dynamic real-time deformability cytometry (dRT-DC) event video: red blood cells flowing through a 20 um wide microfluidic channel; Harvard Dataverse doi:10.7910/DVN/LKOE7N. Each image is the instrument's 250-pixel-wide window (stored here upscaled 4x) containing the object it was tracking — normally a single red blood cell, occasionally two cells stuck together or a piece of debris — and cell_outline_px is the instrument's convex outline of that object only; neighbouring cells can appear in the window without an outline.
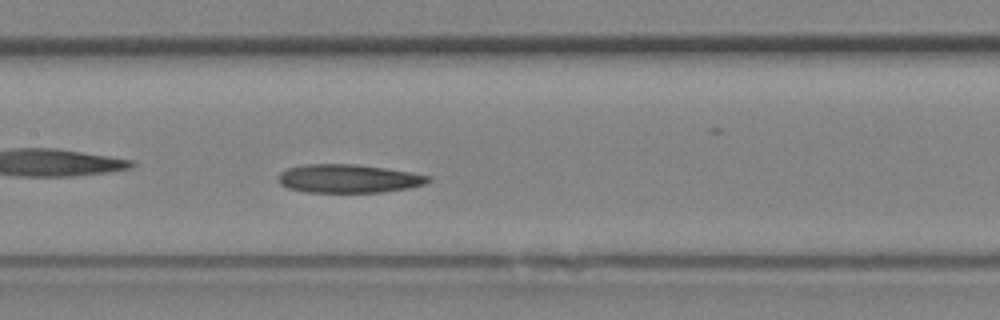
{"species": "Egyptian fruit bat (a non-hibernating species)", "species_latin": "Rousettus aegyptiacus", "temperature_condition": "room temperature", "stored_images_in_passage": 14, "camera_frame_rate_fps": 3000, "um_per_image_px": 0.085, "animal": {"sex": "female"}, "frame": {"image": 1, "passage_image": 14, "time_ms": 4.333, "image_size_px": [1000, 320], "cell_outline_px": [[432, 180], [424, 184], [408, 188], [380, 192], [304, 192], [288, 188], [280, 184], [276, 180], [280, 172], [288, 168], [304, 164], [356, 164], [412, 172], [432, 176]], "centroid_in_image_um": [29.61, 15.18], "position_along_channel_um": 177.8, "area_um2": 25.03}}